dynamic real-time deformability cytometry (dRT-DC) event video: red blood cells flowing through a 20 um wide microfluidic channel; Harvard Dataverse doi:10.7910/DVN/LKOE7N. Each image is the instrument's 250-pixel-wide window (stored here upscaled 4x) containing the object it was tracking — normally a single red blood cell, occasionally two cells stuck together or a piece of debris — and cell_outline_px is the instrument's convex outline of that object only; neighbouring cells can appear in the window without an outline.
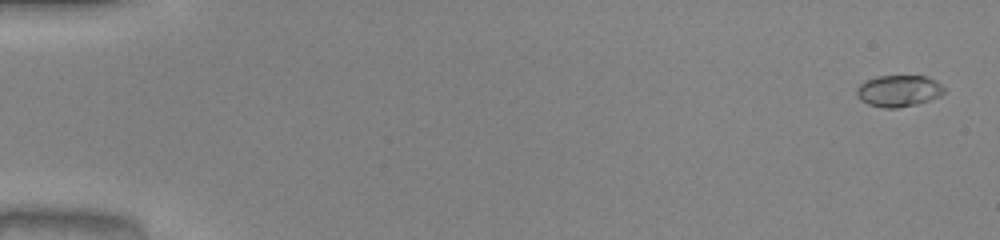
{"species": "common noctule bat (a hibernating species)", "species_latin": "Nyctalus noctula", "temperature_condition": "warm", "stored_images_in_passage": 52, "camera_frame_rate_fps": 3000, "um_per_image_px": 0.085, "animal": {"sex": "male", "body_mass_g": 20.0, "forearm_length_mm": 53.3}, "frame": {"image": 1, "passage_image": 2, "time_ms": 0.333, "image_size_px": [1000, 240], "cell_outline_px": [[944, 92], [940, 96], [916, 104], [896, 108], [884, 108], [868, 104], [860, 100], [856, 96], [856, 88], [860, 84], [876, 76], [928, 76], [936, 80], [944, 88]], "centroid_in_image_um": [76.37, 7.72], "position_along_channel_um": 8.6, "area_um2": 16.07}}
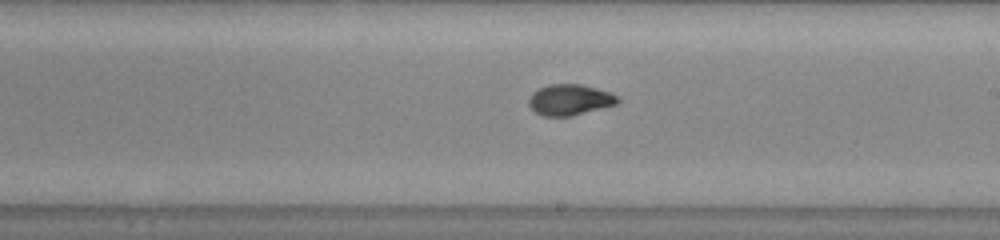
{"frame": {"image": 2, "passage_image": 31, "time_ms": 10.0, "image_size_px": [1000, 240], "cell_outline_px": [[620, 100], [616, 104], [572, 116], [544, 116], [536, 112], [528, 104], [528, 100], [532, 92], [548, 84], [580, 84], [596, 88], [620, 96]], "centroid_in_image_um": [48.43, 8.48], "position_along_channel_um": 240.6, "area_um2": 15.95}}
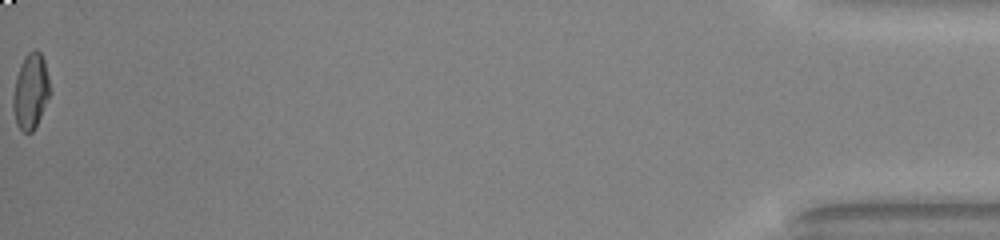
{"frame": {"image": 3, "passage_image": 52, "time_ms": 17.0, "image_size_px": [1000, 240], "cell_outline_px": [[48, 96], [40, 116], [32, 132], [24, 132], [16, 124], [12, 108], [12, 96], [16, 76], [20, 64], [24, 56], [32, 48], [36, 48], [40, 52], [44, 60], [48, 76]], "centroid_in_image_um": [2.56, 7.71], "position_along_channel_um": 432.6, "area_um2": 16.01}, "authors_computed_cell_mechanics": {"area_um2": 15.9528, "velocity_mm_per_s": 4.1109, "shape_relaxation_time_tau1_ms": 6.6076, "shape_relaxation_time_tau2_ms": 0.8219, "deformation_change_tau1": 0.2605, "deformation_change_tau2": 0.0479}}